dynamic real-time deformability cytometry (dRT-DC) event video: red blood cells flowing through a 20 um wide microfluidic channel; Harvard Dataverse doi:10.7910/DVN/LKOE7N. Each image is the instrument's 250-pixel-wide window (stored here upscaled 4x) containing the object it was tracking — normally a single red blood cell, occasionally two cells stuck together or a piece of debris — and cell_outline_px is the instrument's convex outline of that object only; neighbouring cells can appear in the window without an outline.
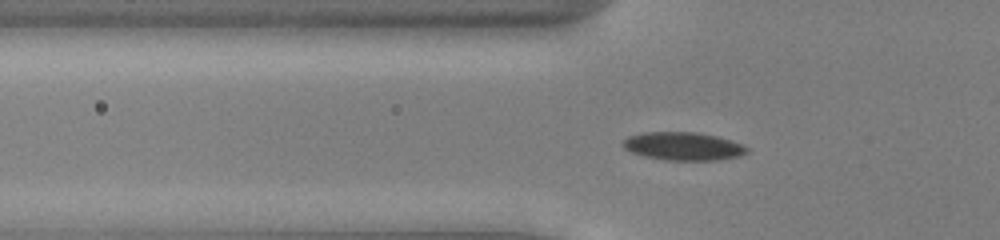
{"species": "common noctule bat (a hibernating species)", "species_latin": "Nyctalus noctula", "temperature_condition": "cold", "stored_images_in_passage": 52, "camera_frame_rate_fps": 3000, "um_per_image_px": 0.085, "animal": {"sex": "male", "body_mass_g": 13.0, "forearm_length_mm": 53.1}, "frame": {"image": 1, "passage_image": 17, "time_ms": 5.333, "image_size_px": [1000, 240], "cell_outline_px": [[748, 152], [740, 156], [716, 160], [664, 160], [644, 156], [632, 152], [624, 148], [624, 140], [628, 136], [644, 132], [696, 132], [716, 136], [740, 144], [748, 148]], "centroid_in_image_um": [58.06, 12.43], "position_along_channel_um": 67.7, "area_um2": 20.11}}
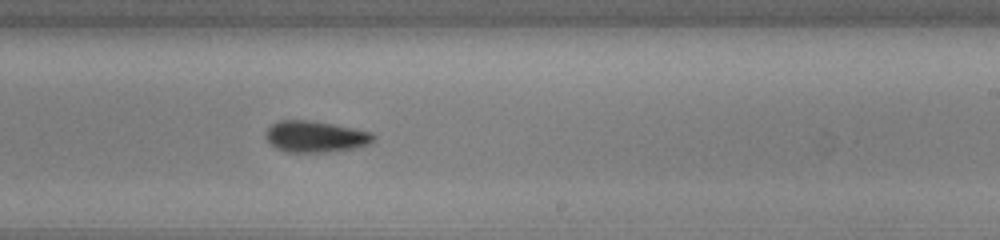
{"frame": {"image": 2, "passage_image": 32, "time_ms": 10.333, "image_size_px": [1000, 240], "cell_outline_px": [[376, 140], [368, 144], [356, 148], [328, 152], [284, 152], [276, 148], [264, 136], [268, 128], [272, 124], [280, 120], [308, 120], [332, 124], [372, 132], [376, 136]], "centroid_in_image_um": [26.83, 11.62], "position_along_channel_um": 262.2, "area_um2": 19.71}}
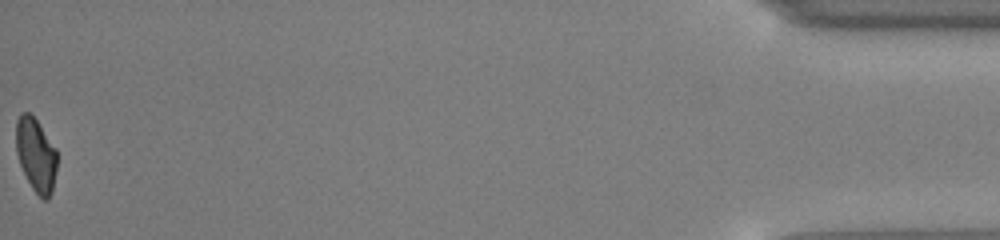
{"frame": {"image": 3, "passage_image": 52, "time_ms": 17.0, "image_size_px": [1000, 240], "cell_outline_px": [[56, 168], [52, 192], [48, 200], [44, 200], [32, 188], [20, 164], [16, 152], [16, 120], [20, 112], [28, 112], [36, 120], [56, 148]], "centroid_in_image_um": [3.04, 13.15], "position_along_channel_um": 432.2, "area_um2": 17.4}, "authors_computed_cell_mechanics": {"area_um2": 19.1607, "velocity_mm_per_s": 3.9382, "shape_relaxation_time_tau1_ms": 2.5743, "shape_relaxation_time_tau2_ms": 9.3376, "deformation_change_tau1": 0.111, "deformation_change_tau2": 0.1372}}